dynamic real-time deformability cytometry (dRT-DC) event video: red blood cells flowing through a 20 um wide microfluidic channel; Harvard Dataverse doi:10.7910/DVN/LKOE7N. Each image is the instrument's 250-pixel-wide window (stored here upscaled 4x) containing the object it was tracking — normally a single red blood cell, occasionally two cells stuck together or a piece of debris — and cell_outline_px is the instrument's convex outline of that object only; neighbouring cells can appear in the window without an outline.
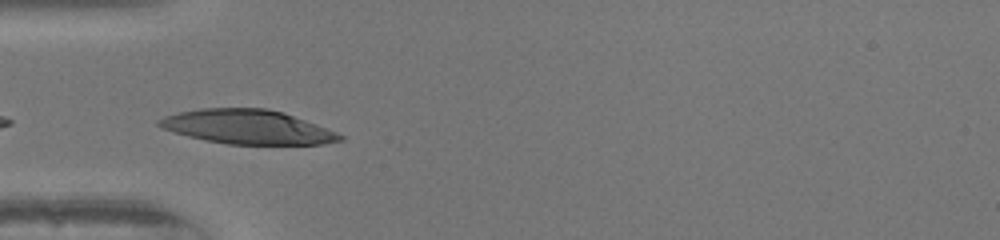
{"species": "human", "species_latin": "Homo sapiens", "temperature_condition": "warm", "stored_images_in_passage": 16, "camera_frame_rate_fps": 3000, "um_per_image_px": 0.085, "donor": {"sex": "female"}, "frame": {"image": 1, "passage_image": 1, "time_ms": 0.0, "image_size_px": [1000, 240], "cell_outline_px": [[344, 140], [324, 144], [228, 144], [204, 140], [188, 136], [164, 128], [156, 124], [156, 120], [164, 116], [180, 112], [200, 108], [268, 108], [284, 112], [336, 132], [344, 136]], "centroid_in_image_um": [21.04, 10.78], "position_along_channel_um": 64.0, "area_um2": 35.89}}
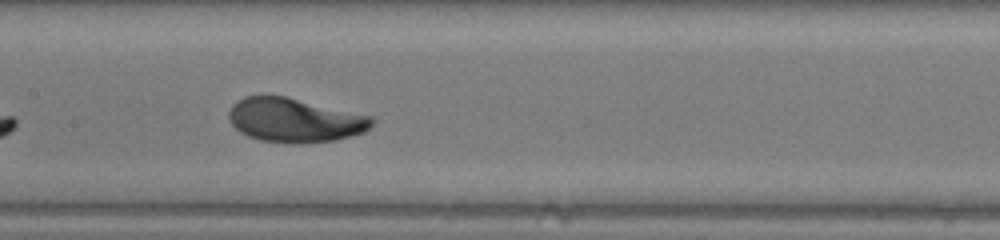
{"frame": {"image": 2, "passage_image": 10, "time_ms": 3.0, "image_size_px": [1000, 240], "cell_outline_px": [[376, 120], [364, 132], [332, 140], [300, 144], [292, 144], [260, 140], [248, 136], [240, 132], [232, 124], [228, 116], [228, 112], [232, 104], [236, 100], [244, 96], [284, 96], [372, 116]], "centroid_in_image_um": [25.02, 10.21], "position_along_channel_um": 182.4, "area_um2": 36.65}}
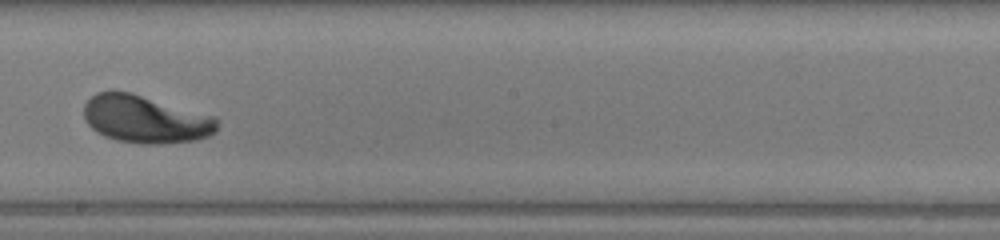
{"frame": {"image": 3, "passage_image": 14, "time_ms": 4.333, "image_size_px": [1000, 240], "cell_outline_px": [[216, 132], [208, 136], [196, 140], [160, 144], [140, 144], [116, 140], [104, 136], [96, 132], [84, 120], [84, 104], [96, 92], [132, 92], [216, 116]], "centroid_in_image_um": [12.36, 10.14], "position_along_channel_um": 235.8, "area_um2": 37.17}}